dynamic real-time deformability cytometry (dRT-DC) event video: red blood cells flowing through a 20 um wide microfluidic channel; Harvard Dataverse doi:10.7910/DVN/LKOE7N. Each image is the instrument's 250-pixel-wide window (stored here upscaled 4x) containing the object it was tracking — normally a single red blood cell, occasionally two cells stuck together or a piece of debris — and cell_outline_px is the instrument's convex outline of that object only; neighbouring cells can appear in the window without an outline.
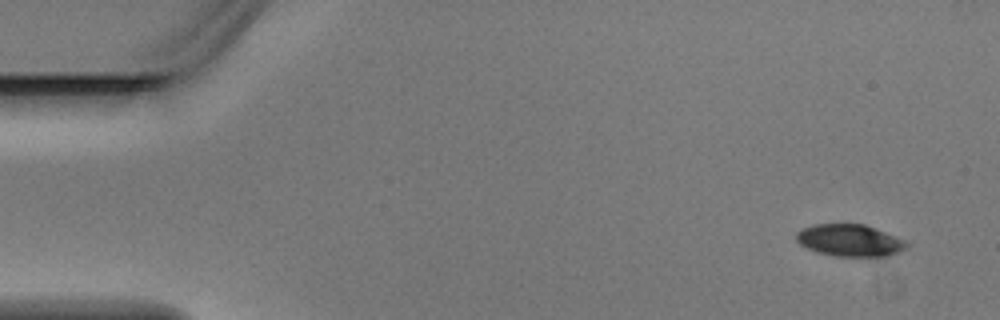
{"species": "Egyptian fruit bat (a non-hibernating species)", "species_latin": "Rousettus aegyptiacus", "temperature_condition": "warm", "stored_images_in_passage": 4, "camera_frame_rate_fps": 3000, "um_per_image_px": 0.085, "animal": {"sex": "male"}, "frame": {"image": 1, "passage_image": 1, "time_ms": 0.0, "image_size_px": [1000, 320], "cell_outline_px": [[908, 248], [900, 252], [888, 256], [836, 256], [816, 252], [800, 244], [796, 240], [796, 232], [800, 228], [812, 224], [864, 224], [908, 240]], "centroid_in_image_um": [72.25, 20.43], "position_along_channel_um": 12.7, "area_um2": 20.87}}
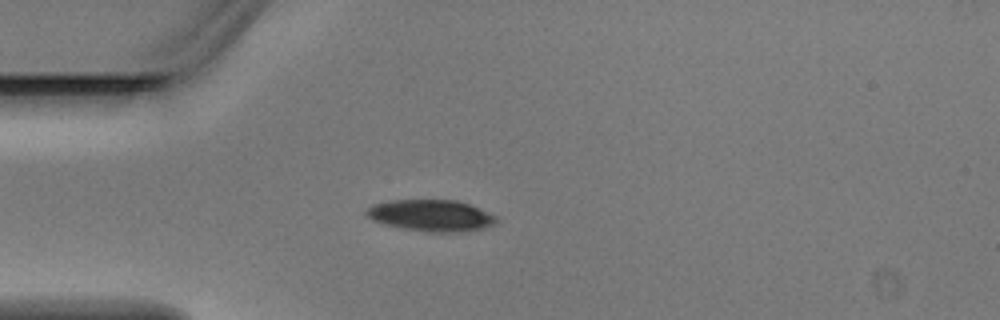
{"frame": {"image": 2, "passage_image": 3, "time_ms": 0.667, "image_size_px": [1000, 320], "cell_outline_px": [[496, 224], [484, 228], [464, 232], [428, 232], [404, 228], [384, 224], [372, 220], [364, 216], [364, 212], [372, 204], [388, 200], [456, 200], [468, 204], [496, 216]], "centroid_in_image_um": [36.6, 18.32], "position_along_channel_um": 48.4, "area_um2": 23.93}}